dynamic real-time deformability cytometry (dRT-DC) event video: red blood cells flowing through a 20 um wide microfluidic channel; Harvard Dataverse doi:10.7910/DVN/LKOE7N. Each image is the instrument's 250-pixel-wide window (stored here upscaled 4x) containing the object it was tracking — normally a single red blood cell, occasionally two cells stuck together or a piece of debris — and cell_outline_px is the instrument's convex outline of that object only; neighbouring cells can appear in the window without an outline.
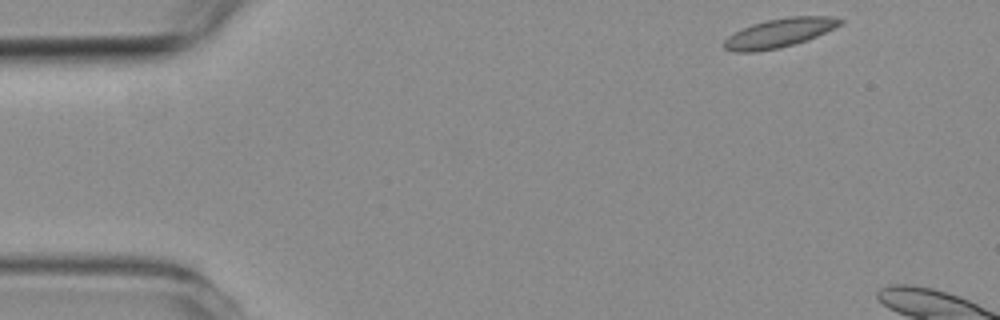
{"species": "common noctule bat (a hibernating species)", "species_latin": "Nyctalus noctula", "temperature_condition": "room temperature", "stored_images_in_passage": 3, "camera_frame_rate_fps": 3000, "um_per_image_px": 0.085, "animal": {"sex": "female", "body_mass_g": 19.3, "forearm_length_mm": 54.1}, "frame": {"image": 1, "passage_image": 1, "time_ms": 0.0, "image_size_px": [1000, 320], "cell_outline_px": [[844, 20], [840, 24], [816, 36], [780, 48], [756, 52], [736, 52], [724, 48], [724, 40], [728, 36], [752, 24], [768, 20], [792, 16], [832, 16]], "centroid_in_image_um": [66.21, 2.8], "position_along_channel_um": 18.8, "area_um2": 19.13}}